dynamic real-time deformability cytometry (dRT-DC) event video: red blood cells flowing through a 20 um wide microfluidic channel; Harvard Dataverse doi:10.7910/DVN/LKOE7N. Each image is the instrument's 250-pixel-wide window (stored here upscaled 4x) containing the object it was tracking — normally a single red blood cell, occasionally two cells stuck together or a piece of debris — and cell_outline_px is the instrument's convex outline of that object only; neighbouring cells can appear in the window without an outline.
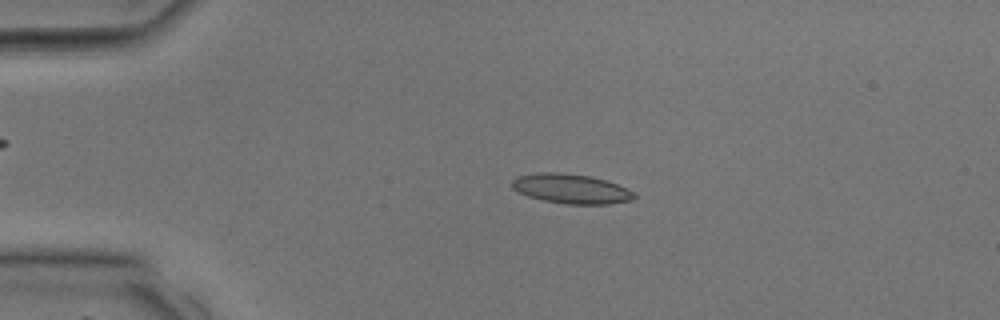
{"species": "common noctule bat (a hibernating species)", "species_latin": "Nyctalus noctula", "temperature_condition": "room temperature", "stored_images_in_passage": 34, "camera_frame_rate_fps": 3000, "um_per_image_px": 0.085, "animal": {"sex": "male", "body_mass_g": 17.9, "forearm_length_mm": 54.2}, "frame": {"image": 1, "passage_image": 6, "time_ms": 1.667, "image_size_px": [1000, 320], "cell_outline_px": [[636, 196], [632, 200], [608, 204], [568, 204], [544, 200], [528, 196], [512, 188], [512, 180], [516, 176], [540, 172], [560, 172], [592, 176], [628, 188]], "centroid_in_image_um": [48.53, 16.03], "position_along_channel_um": 36.5, "area_um2": 20.98}}
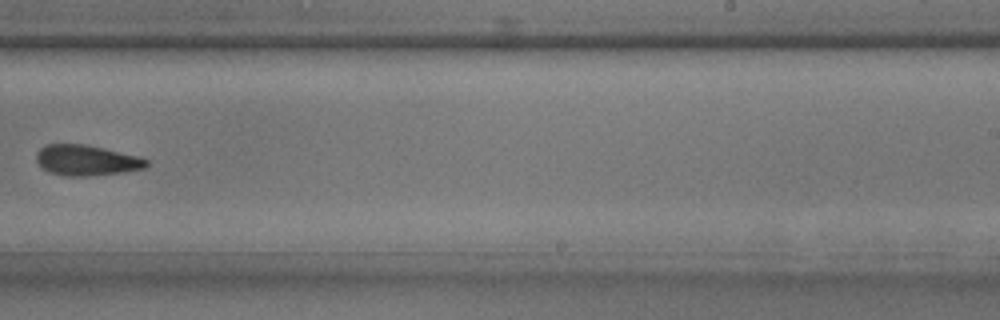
{"frame": {"image": 2, "passage_image": 21, "time_ms": 6.667, "image_size_px": [1000, 320], "cell_outline_px": [[148, 164], [144, 168], [124, 172], [88, 176], [64, 176], [48, 172], [36, 160], [36, 152], [40, 148], [48, 144], [84, 144], [104, 148], [140, 156], [148, 160]], "centroid_in_image_um": [7.36, 13.62], "position_along_channel_um": 281.6, "area_um2": 19.65}}
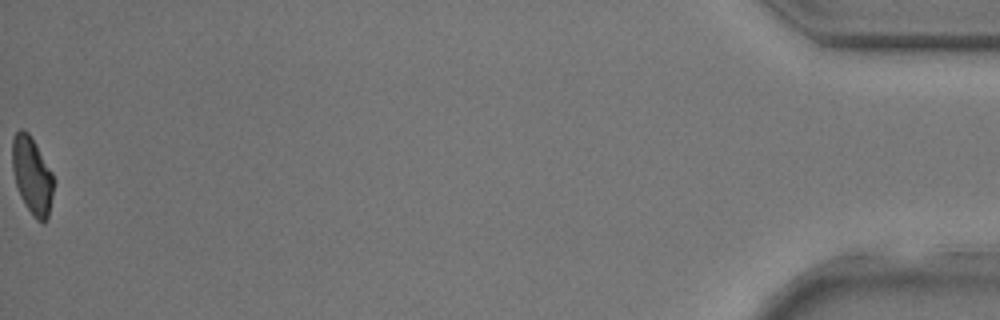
{"frame": {"image": 3, "passage_image": 34, "time_ms": 11.0, "image_size_px": [1000, 320], "cell_outline_px": [[52, 196], [48, 216], [44, 224], [40, 224], [32, 216], [24, 204], [20, 196], [16, 184], [12, 168], [12, 140], [16, 132], [20, 128], [24, 128], [28, 132], [52, 172]], "centroid_in_image_um": [2.7, 14.95], "position_along_channel_um": 432.5, "area_um2": 18.5}}